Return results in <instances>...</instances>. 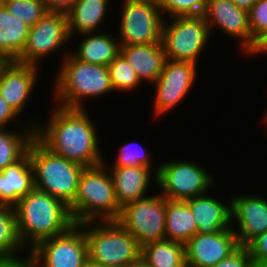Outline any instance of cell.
I'll return each mask as SVG.
<instances>
[{"label":"cell","instance_id":"obj_14","mask_svg":"<svg viewBox=\"0 0 267 267\" xmlns=\"http://www.w3.org/2000/svg\"><path fill=\"white\" fill-rule=\"evenodd\" d=\"M238 247L232 227L213 234L197 233L185 243L186 266L212 267Z\"/></svg>","mask_w":267,"mask_h":267},{"label":"cell","instance_id":"obj_43","mask_svg":"<svg viewBox=\"0 0 267 267\" xmlns=\"http://www.w3.org/2000/svg\"><path fill=\"white\" fill-rule=\"evenodd\" d=\"M263 53H264V54L267 53V50H259L256 56H258V55H260V54H263Z\"/></svg>","mask_w":267,"mask_h":267},{"label":"cell","instance_id":"obj_32","mask_svg":"<svg viewBox=\"0 0 267 267\" xmlns=\"http://www.w3.org/2000/svg\"><path fill=\"white\" fill-rule=\"evenodd\" d=\"M163 16H201L206 9L207 0H156Z\"/></svg>","mask_w":267,"mask_h":267},{"label":"cell","instance_id":"obj_39","mask_svg":"<svg viewBox=\"0 0 267 267\" xmlns=\"http://www.w3.org/2000/svg\"><path fill=\"white\" fill-rule=\"evenodd\" d=\"M240 9L245 10L247 12L250 11L251 7L257 0H232Z\"/></svg>","mask_w":267,"mask_h":267},{"label":"cell","instance_id":"obj_46","mask_svg":"<svg viewBox=\"0 0 267 267\" xmlns=\"http://www.w3.org/2000/svg\"><path fill=\"white\" fill-rule=\"evenodd\" d=\"M5 2L6 0H0V6L4 5Z\"/></svg>","mask_w":267,"mask_h":267},{"label":"cell","instance_id":"obj_5","mask_svg":"<svg viewBox=\"0 0 267 267\" xmlns=\"http://www.w3.org/2000/svg\"><path fill=\"white\" fill-rule=\"evenodd\" d=\"M35 188L61 200L68 207L77 195L84 166L56 155L36 137L28 148Z\"/></svg>","mask_w":267,"mask_h":267},{"label":"cell","instance_id":"obj_13","mask_svg":"<svg viewBox=\"0 0 267 267\" xmlns=\"http://www.w3.org/2000/svg\"><path fill=\"white\" fill-rule=\"evenodd\" d=\"M197 64L189 61L166 59L163 70L157 78L153 114L161 117L184 100L195 84ZM161 115V116H160Z\"/></svg>","mask_w":267,"mask_h":267},{"label":"cell","instance_id":"obj_27","mask_svg":"<svg viewBox=\"0 0 267 267\" xmlns=\"http://www.w3.org/2000/svg\"><path fill=\"white\" fill-rule=\"evenodd\" d=\"M33 122L31 125L29 123L28 127L23 126L22 133L7 130L8 127H0V171L20 160L28 152L37 127V123Z\"/></svg>","mask_w":267,"mask_h":267},{"label":"cell","instance_id":"obj_1","mask_svg":"<svg viewBox=\"0 0 267 267\" xmlns=\"http://www.w3.org/2000/svg\"><path fill=\"white\" fill-rule=\"evenodd\" d=\"M42 126L35 128V137L51 152L84 167L104 163L94 123L85 108L55 106Z\"/></svg>","mask_w":267,"mask_h":267},{"label":"cell","instance_id":"obj_37","mask_svg":"<svg viewBox=\"0 0 267 267\" xmlns=\"http://www.w3.org/2000/svg\"><path fill=\"white\" fill-rule=\"evenodd\" d=\"M76 0H43L48 12H59L67 14L75 4Z\"/></svg>","mask_w":267,"mask_h":267},{"label":"cell","instance_id":"obj_28","mask_svg":"<svg viewBox=\"0 0 267 267\" xmlns=\"http://www.w3.org/2000/svg\"><path fill=\"white\" fill-rule=\"evenodd\" d=\"M26 250L22 242L17 224L15 208L10 205L0 203V256L19 260L21 263L26 256H19ZM24 258V259H23Z\"/></svg>","mask_w":267,"mask_h":267},{"label":"cell","instance_id":"obj_36","mask_svg":"<svg viewBox=\"0 0 267 267\" xmlns=\"http://www.w3.org/2000/svg\"><path fill=\"white\" fill-rule=\"evenodd\" d=\"M19 114L6 102V100L0 94V127H8L11 122H21L17 120ZM16 121H15V120ZM10 123V124H9ZM8 125V126H7Z\"/></svg>","mask_w":267,"mask_h":267},{"label":"cell","instance_id":"obj_44","mask_svg":"<svg viewBox=\"0 0 267 267\" xmlns=\"http://www.w3.org/2000/svg\"><path fill=\"white\" fill-rule=\"evenodd\" d=\"M265 113H266V114H265V116L263 115L264 118H262V120H264L263 122H265V123L267 124V110H266Z\"/></svg>","mask_w":267,"mask_h":267},{"label":"cell","instance_id":"obj_3","mask_svg":"<svg viewBox=\"0 0 267 267\" xmlns=\"http://www.w3.org/2000/svg\"><path fill=\"white\" fill-rule=\"evenodd\" d=\"M63 58L52 95L55 99L52 102L57 101V106L82 109L86 98L90 100L114 91L107 66L82 62L70 51L64 52Z\"/></svg>","mask_w":267,"mask_h":267},{"label":"cell","instance_id":"obj_22","mask_svg":"<svg viewBox=\"0 0 267 267\" xmlns=\"http://www.w3.org/2000/svg\"><path fill=\"white\" fill-rule=\"evenodd\" d=\"M110 3V0H76L72 9L66 14L71 40L76 33L80 35L99 32V27L107 17Z\"/></svg>","mask_w":267,"mask_h":267},{"label":"cell","instance_id":"obj_18","mask_svg":"<svg viewBox=\"0 0 267 267\" xmlns=\"http://www.w3.org/2000/svg\"><path fill=\"white\" fill-rule=\"evenodd\" d=\"M189 205L198 233L213 234L232 227V199L226 205L210 195H201L185 200Z\"/></svg>","mask_w":267,"mask_h":267},{"label":"cell","instance_id":"obj_25","mask_svg":"<svg viewBox=\"0 0 267 267\" xmlns=\"http://www.w3.org/2000/svg\"><path fill=\"white\" fill-rule=\"evenodd\" d=\"M165 239L185 244L198 233V226L186 201L166 198Z\"/></svg>","mask_w":267,"mask_h":267},{"label":"cell","instance_id":"obj_7","mask_svg":"<svg viewBox=\"0 0 267 267\" xmlns=\"http://www.w3.org/2000/svg\"><path fill=\"white\" fill-rule=\"evenodd\" d=\"M156 186L159 193L169 200L185 201L209 192L214 185L215 177L193 161L171 160L159 163L154 171Z\"/></svg>","mask_w":267,"mask_h":267},{"label":"cell","instance_id":"obj_23","mask_svg":"<svg viewBox=\"0 0 267 267\" xmlns=\"http://www.w3.org/2000/svg\"><path fill=\"white\" fill-rule=\"evenodd\" d=\"M30 26L0 6V62L16 61L25 46Z\"/></svg>","mask_w":267,"mask_h":267},{"label":"cell","instance_id":"obj_6","mask_svg":"<svg viewBox=\"0 0 267 267\" xmlns=\"http://www.w3.org/2000/svg\"><path fill=\"white\" fill-rule=\"evenodd\" d=\"M80 225L84 228L91 262L128 267L140 261L141 247L117 220L89 221Z\"/></svg>","mask_w":267,"mask_h":267},{"label":"cell","instance_id":"obj_41","mask_svg":"<svg viewBox=\"0 0 267 267\" xmlns=\"http://www.w3.org/2000/svg\"><path fill=\"white\" fill-rule=\"evenodd\" d=\"M85 267H108V266L99 265V264L93 263L90 260H88L87 263H86V265H85Z\"/></svg>","mask_w":267,"mask_h":267},{"label":"cell","instance_id":"obj_26","mask_svg":"<svg viewBox=\"0 0 267 267\" xmlns=\"http://www.w3.org/2000/svg\"><path fill=\"white\" fill-rule=\"evenodd\" d=\"M140 260L147 267H186L185 244L166 239L145 244Z\"/></svg>","mask_w":267,"mask_h":267},{"label":"cell","instance_id":"obj_40","mask_svg":"<svg viewBox=\"0 0 267 267\" xmlns=\"http://www.w3.org/2000/svg\"><path fill=\"white\" fill-rule=\"evenodd\" d=\"M21 267H38V266L28 257L21 263Z\"/></svg>","mask_w":267,"mask_h":267},{"label":"cell","instance_id":"obj_29","mask_svg":"<svg viewBox=\"0 0 267 267\" xmlns=\"http://www.w3.org/2000/svg\"><path fill=\"white\" fill-rule=\"evenodd\" d=\"M251 31V56L267 45V0H257L248 12ZM255 54V55H254Z\"/></svg>","mask_w":267,"mask_h":267},{"label":"cell","instance_id":"obj_2","mask_svg":"<svg viewBox=\"0 0 267 267\" xmlns=\"http://www.w3.org/2000/svg\"><path fill=\"white\" fill-rule=\"evenodd\" d=\"M14 208L20 238L29 251L40 241L61 235L75 224L64 202L37 188Z\"/></svg>","mask_w":267,"mask_h":267},{"label":"cell","instance_id":"obj_30","mask_svg":"<svg viewBox=\"0 0 267 267\" xmlns=\"http://www.w3.org/2000/svg\"><path fill=\"white\" fill-rule=\"evenodd\" d=\"M111 84L115 91H132L141 84L137 73L119 53L107 66Z\"/></svg>","mask_w":267,"mask_h":267},{"label":"cell","instance_id":"obj_45","mask_svg":"<svg viewBox=\"0 0 267 267\" xmlns=\"http://www.w3.org/2000/svg\"><path fill=\"white\" fill-rule=\"evenodd\" d=\"M259 50H267V45H266V46H262V47H260Z\"/></svg>","mask_w":267,"mask_h":267},{"label":"cell","instance_id":"obj_11","mask_svg":"<svg viewBox=\"0 0 267 267\" xmlns=\"http://www.w3.org/2000/svg\"><path fill=\"white\" fill-rule=\"evenodd\" d=\"M28 254L38 267H85L88 247L84 228L74 224L67 232L40 241Z\"/></svg>","mask_w":267,"mask_h":267},{"label":"cell","instance_id":"obj_19","mask_svg":"<svg viewBox=\"0 0 267 267\" xmlns=\"http://www.w3.org/2000/svg\"><path fill=\"white\" fill-rule=\"evenodd\" d=\"M120 53L128 61L140 82L154 84L166 62L162 43L120 45Z\"/></svg>","mask_w":267,"mask_h":267},{"label":"cell","instance_id":"obj_20","mask_svg":"<svg viewBox=\"0 0 267 267\" xmlns=\"http://www.w3.org/2000/svg\"><path fill=\"white\" fill-rule=\"evenodd\" d=\"M34 188L29 152L0 171V203L14 207Z\"/></svg>","mask_w":267,"mask_h":267},{"label":"cell","instance_id":"obj_12","mask_svg":"<svg viewBox=\"0 0 267 267\" xmlns=\"http://www.w3.org/2000/svg\"><path fill=\"white\" fill-rule=\"evenodd\" d=\"M71 38L68 32L67 15L59 12H47L35 25L30 27L29 34L19 58L21 64L39 66L38 63L52 52L64 48Z\"/></svg>","mask_w":267,"mask_h":267},{"label":"cell","instance_id":"obj_33","mask_svg":"<svg viewBox=\"0 0 267 267\" xmlns=\"http://www.w3.org/2000/svg\"><path fill=\"white\" fill-rule=\"evenodd\" d=\"M118 154L119 155L117 156L115 162L111 164L112 165L111 167L145 166L151 168L153 165L152 159L150 158L151 157L150 154L147 153L144 147L141 144H138V142L136 141L130 143L126 142L125 145L120 147Z\"/></svg>","mask_w":267,"mask_h":267},{"label":"cell","instance_id":"obj_42","mask_svg":"<svg viewBox=\"0 0 267 267\" xmlns=\"http://www.w3.org/2000/svg\"><path fill=\"white\" fill-rule=\"evenodd\" d=\"M128 267H147V266L140 260L138 263L130 265Z\"/></svg>","mask_w":267,"mask_h":267},{"label":"cell","instance_id":"obj_21","mask_svg":"<svg viewBox=\"0 0 267 267\" xmlns=\"http://www.w3.org/2000/svg\"><path fill=\"white\" fill-rule=\"evenodd\" d=\"M115 188L116 200L122 208L126 204L146 197L152 175L151 168L111 167L109 170Z\"/></svg>","mask_w":267,"mask_h":267},{"label":"cell","instance_id":"obj_8","mask_svg":"<svg viewBox=\"0 0 267 267\" xmlns=\"http://www.w3.org/2000/svg\"><path fill=\"white\" fill-rule=\"evenodd\" d=\"M169 20H164L161 40L166 59L199 64L200 53L212 34L204 16H177Z\"/></svg>","mask_w":267,"mask_h":267},{"label":"cell","instance_id":"obj_9","mask_svg":"<svg viewBox=\"0 0 267 267\" xmlns=\"http://www.w3.org/2000/svg\"><path fill=\"white\" fill-rule=\"evenodd\" d=\"M118 30L120 45L162 43L165 17L156 0H123Z\"/></svg>","mask_w":267,"mask_h":267},{"label":"cell","instance_id":"obj_16","mask_svg":"<svg viewBox=\"0 0 267 267\" xmlns=\"http://www.w3.org/2000/svg\"><path fill=\"white\" fill-rule=\"evenodd\" d=\"M36 65L0 62V94L21 116L39 79Z\"/></svg>","mask_w":267,"mask_h":267},{"label":"cell","instance_id":"obj_34","mask_svg":"<svg viewBox=\"0 0 267 267\" xmlns=\"http://www.w3.org/2000/svg\"><path fill=\"white\" fill-rule=\"evenodd\" d=\"M212 267H255L247 246H239L227 258Z\"/></svg>","mask_w":267,"mask_h":267},{"label":"cell","instance_id":"obj_4","mask_svg":"<svg viewBox=\"0 0 267 267\" xmlns=\"http://www.w3.org/2000/svg\"><path fill=\"white\" fill-rule=\"evenodd\" d=\"M104 163L85 167L82 171L77 195L69 210L75 224L89 221L117 220L121 207L116 200L110 166ZM108 171V172H107Z\"/></svg>","mask_w":267,"mask_h":267},{"label":"cell","instance_id":"obj_31","mask_svg":"<svg viewBox=\"0 0 267 267\" xmlns=\"http://www.w3.org/2000/svg\"><path fill=\"white\" fill-rule=\"evenodd\" d=\"M6 9L32 27L48 12L43 0H6Z\"/></svg>","mask_w":267,"mask_h":267},{"label":"cell","instance_id":"obj_10","mask_svg":"<svg viewBox=\"0 0 267 267\" xmlns=\"http://www.w3.org/2000/svg\"><path fill=\"white\" fill-rule=\"evenodd\" d=\"M166 198L153 194L130 202L121 208L117 221L140 247L165 239Z\"/></svg>","mask_w":267,"mask_h":267},{"label":"cell","instance_id":"obj_38","mask_svg":"<svg viewBox=\"0 0 267 267\" xmlns=\"http://www.w3.org/2000/svg\"><path fill=\"white\" fill-rule=\"evenodd\" d=\"M0 267H21V262L9 257L0 256Z\"/></svg>","mask_w":267,"mask_h":267},{"label":"cell","instance_id":"obj_24","mask_svg":"<svg viewBox=\"0 0 267 267\" xmlns=\"http://www.w3.org/2000/svg\"><path fill=\"white\" fill-rule=\"evenodd\" d=\"M103 31L80 34L84 36L83 40H80L75 53L73 51L71 54L85 63L108 66L120 53V44L118 38L115 40L111 34Z\"/></svg>","mask_w":267,"mask_h":267},{"label":"cell","instance_id":"obj_17","mask_svg":"<svg viewBox=\"0 0 267 267\" xmlns=\"http://www.w3.org/2000/svg\"><path fill=\"white\" fill-rule=\"evenodd\" d=\"M231 199L232 221H236L238 229L234 226L232 228L239 246H247L258 235L267 231V199L246 194L233 196Z\"/></svg>","mask_w":267,"mask_h":267},{"label":"cell","instance_id":"obj_35","mask_svg":"<svg viewBox=\"0 0 267 267\" xmlns=\"http://www.w3.org/2000/svg\"><path fill=\"white\" fill-rule=\"evenodd\" d=\"M247 247L255 267L267 264V231L258 235Z\"/></svg>","mask_w":267,"mask_h":267},{"label":"cell","instance_id":"obj_15","mask_svg":"<svg viewBox=\"0 0 267 267\" xmlns=\"http://www.w3.org/2000/svg\"><path fill=\"white\" fill-rule=\"evenodd\" d=\"M212 28L239 41L242 53L251 56V31L249 27L248 12L240 9L232 0H207L203 14Z\"/></svg>","mask_w":267,"mask_h":267}]
</instances>
